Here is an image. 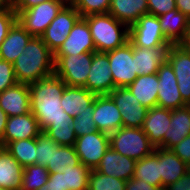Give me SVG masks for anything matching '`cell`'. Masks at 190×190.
<instances>
[{
  "mask_svg": "<svg viewBox=\"0 0 190 190\" xmlns=\"http://www.w3.org/2000/svg\"><path fill=\"white\" fill-rule=\"evenodd\" d=\"M125 190H164L158 186H153L146 181L131 178L125 183Z\"/></svg>",
  "mask_w": 190,
  "mask_h": 190,
  "instance_id": "ee69618b",
  "label": "cell"
},
{
  "mask_svg": "<svg viewBox=\"0 0 190 190\" xmlns=\"http://www.w3.org/2000/svg\"><path fill=\"white\" fill-rule=\"evenodd\" d=\"M169 48H142L133 45L136 74L138 76L156 74L159 67L167 61Z\"/></svg>",
  "mask_w": 190,
  "mask_h": 190,
  "instance_id": "cb8c5ba5",
  "label": "cell"
},
{
  "mask_svg": "<svg viewBox=\"0 0 190 190\" xmlns=\"http://www.w3.org/2000/svg\"><path fill=\"white\" fill-rule=\"evenodd\" d=\"M50 172L41 165H29L23 169L22 186L20 190H38L44 186Z\"/></svg>",
  "mask_w": 190,
  "mask_h": 190,
  "instance_id": "836d02e7",
  "label": "cell"
},
{
  "mask_svg": "<svg viewBox=\"0 0 190 190\" xmlns=\"http://www.w3.org/2000/svg\"><path fill=\"white\" fill-rule=\"evenodd\" d=\"M17 82L30 84L54 74V53L42 41L33 36L24 52L13 62Z\"/></svg>",
  "mask_w": 190,
  "mask_h": 190,
  "instance_id": "7a4b0ae2",
  "label": "cell"
},
{
  "mask_svg": "<svg viewBox=\"0 0 190 190\" xmlns=\"http://www.w3.org/2000/svg\"><path fill=\"white\" fill-rule=\"evenodd\" d=\"M158 18L163 34L171 44H183L185 42L189 18L177 9L162 14Z\"/></svg>",
  "mask_w": 190,
  "mask_h": 190,
  "instance_id": "484cf974",
  "label": "cell"
},
{
  "mask_svg": "<svg viewBox=\"0 0 190 190\" xmlns=\"http://www.w3.org/2000/svg\"><path fill=\"white\" fill-rule=\"evenodd\" d=\"M111 0H75L72 4L81 18L92 14L108 13Z\"/></svg>",
  "mask_w": 190,
  "mask_h": 190,
  "instance_id": "74e56055",
  "label": "cell"
},
{
  "mask_svg": "<svg viewBox=\"0 0 190 190\" xmlns=\"http://www.w3.org/2000/svg\"><path fill=\"white\" fill-rule=\"evenodd\" d=\"M38 190H48V189H45L44 186H42L41 188H39Z\"/></svg>",
  "mask_w": 190,
  "mask_h": 190,
  "instance_id": "11a10c76",
  "label": "cell"
},
{
  "mask_svg": "<svg viewBox=\"0 0 190 190\" xmlns=\"http://www.w3.org/2000/svg\"><path fill=\"white\" fill-rule=\"evenodd\" d=\"M175 155H177L184 163L190 164V135L185 137L181 142L174 145L170 149Z\"/></svg>",
  "mask_w": 190,
  "mask_h": 190,
  "instance_id": "7bdbcfd3",
  "label": "cell"
},
{
  "mask_svg": "<svg viewBox=\"0 0 190 190\" xmlns=\"http://www.w3.org/2000/svg\"><path fill=\"white\" fill-rule=\"evenodd\" d=\"M158 84L156 73L138 76L128 88L139 102L149 109L157 106Z\"/></svg>",
  "mask_w": 190,
  "mask_h": 190,
  "instance_id": "f1b7e54d",
  "label": "cell"
},
{
  "mask_svg": "<svg viewBox=\"0 0 190 190\" xmlns=\"http://www.w3.org/2000/svg\"><path fill=\"white\" fill-rule=\"evenodd\" d=\"M17 22V14L14 10L0 11V45L8 35L9 30Z\"/></svg>",
  "mask_w": 190,
  "mask_h": 190,
  "instance_id": "60d3db41",
  "label": "cell"
},
{
  "mask_svg": "<svg viewBox=\"0 0 190 190\" xmlns=\"http://www.w3.org/2000/svg\"><path fill=\"white\" fill-rule=\"evenodd\" d=\"M5 148L23 168L36 165V138L9 142Z\"/></svg>",
  "mask_w": 190,
  "mask_h": 190,
  "instance_id": "4dcf8cb0",
  "label": "cell"
},
{
  "mask_svg": "<svg viewBox=\"0 0 190 190\" xmlns=\"http://www.w3.org/2000/svg\"><path fill=\"white\" fill-rule=\"evenodd\" d=\"M136 162V160L116 152L109 146L94 170L127 181L133 178Z\"/></svg>",
  "mask_w": 190,
  "mask_h": 190,
  "instance_id": "d6986e66",
  "label": "cell"
},
{
  "mask_svg": "<svg viewBox=\"0 0 190 190\" xmlns=\"http://www.w3.org/2000/svg\"><path fill=\"white\" fill-rule=\"evenodd\" d=\"M148 14L160 16L176 9L175 0H147Z\"/></svg>",
  "mask_w": 190,
  "mask_h": 190,
  "instance_id": "b9f144b4",
  "label": "cell"
},
{
  "mask_svg": "<svg viewBox=\"0 0 190 190\" xmlns=\"http://www.w3.org/2000/svg\"><path fill=\"white\" fill-rule=\"evenodd\" d=\"M13 10V0H0V11Z\"/></svg>",
  "mask_w": 190,
  "mask_h": 190,
  "instance_id": "f907efd6",
  "label": "cell"
},
{
  "mask_svg": "<svg viewBox=\"0 0 190 190\" xmlns=\"http://www.w3.org/2000/svg\"><path fill=\"white\" fill-rule=\"evenodd\" d=\"M110 61L114 88L128 87L138 77L136 74L133 44L128 41L122 47L106 52Z\"/></svg>",
  "mask_w": 190,
  "mask_h": 190,
  "instance_id": "ba28073f",
  "label": "cell"
},
{
  "mask_svg": "<svg viewBox=\"0 0 190 190\" xmlns=\"http://www.w3.org/2000/svg\"><path fill=\"white\" fill-rule=\"evenodd\" d=\"M23 169L5 147H0V188L20 190Z\"/></svg>",
  "mask_w": 190,
  "mask_h": 190,
  "instance_id": "83f0119b",
  "label": "cell"
},
{
  "mask_svg": "<svg viewBox=\"0 0 190 190\" xmlns=\"http://www.w3.org/2000/svg\"><path fill=\"white\" fill-rule=\"evenodd\" d=\"M80 18V13L75 7L66 4L41 35L42 41L55 53Z\"/></svg>",
  "mask_w": 190,
  "mask_h": 190,
  "instance_id": "9c48e42d",
  "label": "cell"
},
{
  "mask_svg": "<svg viewBox=\"0 0 190 190\" xmlns=\"http://www.w3.org/2000/svg\"><path fill=\"white\" fill-rule=\"evenodd\" d=\"M80 159L74 146L54 145L53 166L51 172H61L67 166L79 165Z\"/></svg>",
  "mask_w": 190,
  "mask_h": 190,
  "instance_id": "e575fe53",
  "label": "cell"
},
{
  "mask_svg": "<svg viewBox=\"0 0 190 190\" xmlns=\"http://www.w3.org/2000/svg\"><path fill=\"white\" fill-rule=\"evenodd\" d=\"M170 121L171 109L158 106L148 109L142 130L155 147L162 148L164 146V135L170 128Z\"/></svg>",
  "mask_w": 190,
  "mask_h": 190,
  "instance_id": "44dd1931",
  "label": "cell"
},
{
  "mask_svg": "<svg viewBox=\"0 0 190 190\" xmlns=\"http://www.w3.org/2000/svg\"><path fill=\"white\" fill-rule=\"evenodd\" d=\"M57 143L45 132L36 137V165L46 167L51 172L54 157V145Z\"/></svg>",
  "mask_w": 190,
  "mask_h": 190,
  "instance_id": "d6a6232c",
  "label": "cell"
},
{
  "mask_svg": "<svg viewBox=\"0 0 190 190\" xmlns=\"http://www.w3.org/2000/svg\"><path fill=\"white\" fill-rule=\"evenodd\" d=\"M66 5L63 0H49L17 14V21L32 36L41 37L46 28Z\"/></svg>",
  "mask_w": 190,
  "mask_h": 190,
  "instance_id": "8992f818",
  "label": "cell"
},
{
  "mask_svg": "<svg viewBox=\"0 0 190 190\" xmlns=\"http://www.w3.org/2000/svg\"><path fill=\"white\" fill-rule=\"evenodd\" d=\"M7 120V114L0 108V141L3 139Z\"/></svg>",
  "mask_w": 190,
  "mask_h": 190,
  "instance_id": "681fc988",
  "label": "cell"
},
{
  "mask_svg": "<svg viewBox=\"0 0 190 190\" xmlns=\"http://www.w3.org/2000/svg\"><path fill=\"white\" fill-rule=\"evenodd\" d=\"M187 173L190 175V164L187 167Z\"/></svg>",
  "mask_w": 190,
  "mask_h": 190,
  "instance_id": "db71d44e",
  "label": "cell"
},
{
  "mask_svg": "<svg viewBox=\"0 0 190 190\" xmlns=\"http://www.w3.org/2000/svg\"><path fill=\"white\" fill-rule=\"evenodd\" d=\"M126 181L91 169L88 190H125Z\"/></svg>",
  "mask_w": 190,
  "mask_h": 190,
  "instance_id": "d590c367",
  "label": "cell"
},
{
  "mask_svg": "<svg viewBox=\"0 0 190 190\" xmlns=\"http://www.w3.org/2000/svg\"><path fill=\"white\" fill-rule=\"evenodd\" d=\"M96 96V94L90 92L85 87L66 85L61 97V106L63 110L73 118L82 112L93 113Z\"/></svg>",
  "mask_w": 190,
  "mask_h": 190,
  "instance_id": "ffe728a7",
  "label": "cell"
},
{
  "mask_svg": "<svg viewBox=\"0 0 190 190\" xmlns=\"http://www.w3.org/2000/svg\"><path fill=\"white\" fill-rule=\"evenodd\" d=\"M182 99L190 104V47L184 44H171L167 53Z\"/></svg>",
  "mask_w": 190,
  "mask_h": 190,
  "instance_id": "7c38bea8",
  "label": "cell"
},
{
  "mask_svg": "<svg viewBox=\"0 0 190 190\" xmlns=\"http://www.w3.org/2000/svg\"><path fill=\"white\" fill-rule=\"evenodd\" d=\"M63 173L65 190H88V178L91 169L80 163L77 166H67Z\"/></svg>",
  "mask_w": 190,
  "mask_h": 190,
  "instance_id": "1f68e13d",
  "label": "cell"
},
{
  "mask_svg": "<svg viewBox=\"0 0 190 190\" xmlns=\"http://www.w3.org/2000/svg\"><path fill=\"white\" fill-rule=\"evenodd\" d=\"M0 190H10V189H6V188H0Z\"/></svg>",
  "mask_w": 190,
  "mask_h": 190,
  "instance_id": "9f6ffc18",
  "label": "cell"
},
{
  "mask_svg": "<svg viewBox=\"0 0 190 190\" xmlns=\"http://www.w3.org/2000/svg\"><path fill=\"white\" fill-rule=\"evenodd\" d=\"M29 84L17 82L0 92V108L8 117L31 112Z\"/></svg>",
  "mask_w": 190,
  "mask_h": 190,
  "instance_id": "ac0fdd59",
  "label": "cell"
},
{
  "mask_svg": "<svg viewBox=\"0 0 190 190\" xmlns=\"http://www.w3.org/2000/svg\"><path fill=\"white\" fill-rule=\"evenodd\" d=\"M159 158L161 189L168 187L187 173L188 165L171 150L155 147L153 152Z\"/></svg>",
  "mask_w": 190,
  "mask_h": 190,
  "instance_id": "7402d4cb",
  "label": "cell"
},
{
  "mask_svg": "<svg viewBox=\"0 0 190 190\" xmlns=\"http://www.w3.org/2000/svg\"><path fill=\"white\" fill-rule=\"evenodd\" d=\"M185 46L190 47V19H189V26H188V32L185 39V42L183 43Z\"/></svg>",
  "mask_w": 190,
  "mask_h": 190,
  "instance_id": "816d5d0a",
  "label": "cell"
},
{
  "mask_svg": "<svg viewBox=\"0 0 190 190\" xmlns=\"http://www.w3.org/2000/svg\"><path fill=\"white\" fill-rule=\"evenodd\" d=\"M188 135H190V105L171 110L170 128L165 132L162 148L170 150Z\"/></svg>",
  "mask_w": 190,
  "mask_h": 190,
  "instance_id": "603a6c76",
  "label": "cell"
},
{
  "mask_svg": "<svg viewBox=\"0 0 190 190\" xmlns=\"http://www.w3.org/2000/svg\"><path fill=\"white\" fill-rule=\"evenodd\" d=\"M165 190H190V175L184 174L180 179L170 184Z\"/></svg>",
  "mask_w": 190,
  "mask_h": 190,
  "instance_id": "7dc6e473",
  "label": "cell"
},
{
  "mask_svg": "<svg viewBox=\"0 0 190 190\" xmlns=\"http://www.w3.org/2000/svg\"><path fill=\"white\" fill-rule=\"evenodd\" d=\"M73 122L52 124L45 133L58 145L74 146L77 136L72 127Z\"/></svg>",
  "mask_w": 190,
  "mask_h": 190,
  "instance_id": "8d00e7d4",
  "label": "cell"
},
{
  "mask_svg": "<svg viewBox=\"0 0 190 190\" xmlns=\"http://www.w3.org/2000/svg\"><path fill=\"white\" fill-rule=\"evenodd\" d=\"M133 178L146 181L150 185L161 188L159 158L152 153L151 155L138 160L135 165Z\"/></svg>",
  "mask_w": 190,
  "mask_h": 190,
  "instance_id": "f546056e",
  "label": "cell"
},
{
  "mask_svg": "<svg viewBox=\"0 0 190 190\" xmlns=\"http://www.w3.org/2000/svg\"><path fill=\"white\" fill-rule=\"evenodd\" d=\"M65 82L55 74L29 84L31 113L45 132L52 124L73 122L61 106Z\"/></svg>",
  "mask_w": 190,
  "mask_h": 190,
  "instance_id": "6da1fadb",
  "label": "cell"
},
{
  "mask_svg": "<svg viewBox=\"0 0 190 190\" xmlns=\"http://www.w3.org/2000/svg\"><path fill=\"white\" fill-rule=\"evenodd\" d=\"M89 26L96 52H108L129 41V27L110 13L92 14L83 18Z\"/></svg>",
  "mask_w": 190,
  "mask_h": 190,
  "instance_id": "3957f363",
  "label": "cell"
},
{
  "mask_svg": "<svg viewBox=\"0 0 190 190\" xmlns=\"http://www.w3.org/2000/svg\"><path fill=\"white\" fill-rule=\"evenodd\" d=\"M32 37L17 21L0 45V58L13 63L24 52L25 46Z\"/></svg>",
  "mask_w": 190,
  "mask_h": 190,
  "instance_id": "4316f807",
  "label": "cell"
},
{
  "mask_svg": "<svg viewBox=\"0 0 190 190\" xmlns=\"http://www.w3.org/2000/svg\"><path fill=\"white\" fill-rule=\"evenodd\" d=\"M120 109L109 95H97L94 100L93 120L97 130L112 133L123 127Z\"/></svg>",
  "mask_w": 190,
  "mask_h": 190,
  "instance_id": "9a60e30c",
  "label": "cell"
},
{
  "mask_svg": "<svg viewBox=\"0 0 190 190\" xmlns=\"http://www.w3.org/2000/svg\"><path fill=\"white\" fill-rule=\"evenodd\" d=\"M129 41L134 46L147 49L169 48L171 45L162 32L159 18L151 14L141 16L129 27Z\"/></svg>",
  "mask_w": 190,
  "mask_h": 190,
  "instance_id": "52a82bcc",
  "label": "cell"
},
{
  "mask_svg": "<svg viewBox=\"0 0 190 190\" xmlns=\"http://www.w3.org/2000/svg\"><path fill=\"white\" fill-rule=\"evenodd\" d=\"M109 137L110 147L136 161L151 155L155 150L142 128L121 127L110 133Z\"/></svg>",
  "mask_w": 190,
  "mask_h": 190,
  "instance_id": "277c9868",
  "label": "cell"
},
{
  "mask_svg": "<svg viewBox=\"0 0 190 190\" xmlns=\"http://www.w3.org/2000/svg\"><path fill=\"white\" fill-rule=\"evenodd\" d=\"M85 52H96V48L88 23L83 18H80L54 55L78 56Z\"/></svg>",
  "mask_w": 190,
  "mask_h": 190,
  "instance_id": "e0dca14e",
  "label": "cell"
},
{
  "mask_svg": "<svg viewBox=\"0 0 190 190\" xmlns=\"http://www.w3.org/2000/svg\"><path fill=\"white\" fill-rule=\"evenodd\" d=\"M93 60V52L76 55H54V74L66 85L85 87Z\"/></svg>",
  "mask_w": 190,
  "mask_h": 190,
  "instance_id": "5b68a950",
  "label": "cell"
},
{
  "mask_svg": "<svg viewBox=\"0 0 190 190\" xmlns=\"http://www.w3.org/2000/svg\"><path fill=\"white\" fill-rule=\"evenodd\" d=\"M48 190H65L62 172H50L47 183L44 185Z\"/></svg>",
  "mask_w": 190,
  "mask_h": 190,
  "instance_id": "f6af8a7d",
  "label": "cell"
},
{
  "mask_svg": "<svg viewBox=\"0 0 190 190\" xmlns=\"http://www.w3.org/2000/svg\"><path fill=\"white\" fill-rule=\"evenodd\" d=\"M117 21L131 27L137 20L148 14L147 0H111L109 11Z\"/></svg>",
  "mask_w": 190,
  "mask_h": 190,
  "instance_id": "d4e9b609",
  "label": "cell"
},
{
  "mask_svg": "<svg viewBox=\"0 0 190 190\" xmlns=\"http://www.w3.org/2000/svg\"><path fill=\"white\" fill-rule=\"evenodd\" d=\"M109 146V134L98 130L77 137L74 145L80 162L90 169L98 166Z\"/></svg>",
  "mask_w": 190,
  "mask_h": 190,
  "instance_id": "8fae6325",
  "label": "cell"
},
{
  "mask_svg": "<svg viewBox=\"0 0 190 190\" xmlns=\"http://www.w3.org/2000/svg\"><path fill=\"white\" fill-rule=\"evenodd\" d=\"M46 1L49 0H13V10L18 14L25 9H29Z\"/></svg>",
  "mask_w": 190,
  "mask_h": 190,
  "instance_id": "bcb514c9",
  "label": "cell"
},
{
  "mask_svg": "<svg viewBox=\"0 0 190 190\" xmlns=\"http://www.w3.org/2000/svg\"><path fill=\"white\" fill-rule=\"evenodd\" d=\"M66 4H73L75 0H63Z\"/></svg>",
  "mask_w": 190,
  "mask_h": 190,
  "instance_id": "f5cc1de1",
  "label": "cell"
},
{
  "mask_svg": "<svg viewBox=\"0 0 190 190\" xmlns=\"http://www.w3.org/2000/svg\"><path fill=\"white\" fill-rule=\"evenodd\" d=\"M110 61L105 52H93L86 88L96 95H108L114 89Z\"/></svg>",
  "mask_w": 190,
  "mask_h": 190,
  "instance_id": "5bb4252c",
  "label": "cell"
},
{
  "mask_svg": "<svg viewBox=\"0 0 190 190\" xmlns=\"http://www.w3.org/2000/svg\"><path fill=\"white\" fill-rule=\"evenodd\" d=\"M176 9L190 19V0H175Z\"/></svg>",
  "mask_w": 190,
  "mask_h": 190,
  "instance_id": "c3c4849f",
  "label": "cell"
},
{
  "mask_svg": "<svg viewBox=\"0 0 190 190\" xmlns=\"http://www.w3.org/2000/svg\"><path fill=\"white\" fill-rule=\"evenodd\" d=\"M41 132L39 123L31 112L8 117L0 147H5L9 142L16 140L36 138Z\"/></svg>",
  "mask_w": 190,
  "mask_h": 190,
  "instance_id": "2e32d148",
  "label": "cell"
},
{
  "mask_svg": "<svg viewBox=\"0 0 190 190\" xmlns=\"http://www.w3.org/2000/svg\"><path fill=\"white\" fill-rule=\"evenodd\" d=\"M17 83L13 63L0 58V92Z\"/></svg>",
  "mask_w": 190,
  "mask_h": 190,
  "instance_id": "ab89813d",
  "label": "cell"
},
{
  "mask_svg": "<svg viewBox=\"0 0 190 190\" xmlns=\"http://www.w3.org/2000/svg\"><path fill=\"white\" fill-rule=\"evenodd\" d=\"M72 127L77 137L87 135L97 130L96 124L93 120V113L82 112L74 118Z\"/></svg>",
  "mask_w": 190,
  "mask_h": 190,
  "instance_id": "f35d334b",
  "label": "cell"
},
{
  "mask_svg": "<svg viewBox=\"0 0 190 190\" xmlns=\"http://www.w3.org/2000/svg\"><path fill=\"white\" fill-rule=\"evenodd\" d=\"M158 96L157 106L166 109H177L188 105L181 97L175 73L166 61L157 71Z\"/></svg>",
  "mask_w": 190,
  "mask_h": 190,
  "instance_id": "4fadbf2b",
  "label": "cell"
},
{
  "mask_svg": "<svg viewBox=\"0 0 190 190\" xmlns=\"http://www.w3.org/2000/svg\"><path fill=\"white\" fill-rule=\"evenodd\" d=\"M108 95L120 109L123 127L142 128L148 108L139 102L128 87L114 88Z\"/></svg>",
  "mask_w": 190,
  "mask_h": 190,
  "instance_id": "30bf717a",
  "label": "cell"
}]
</instances>
